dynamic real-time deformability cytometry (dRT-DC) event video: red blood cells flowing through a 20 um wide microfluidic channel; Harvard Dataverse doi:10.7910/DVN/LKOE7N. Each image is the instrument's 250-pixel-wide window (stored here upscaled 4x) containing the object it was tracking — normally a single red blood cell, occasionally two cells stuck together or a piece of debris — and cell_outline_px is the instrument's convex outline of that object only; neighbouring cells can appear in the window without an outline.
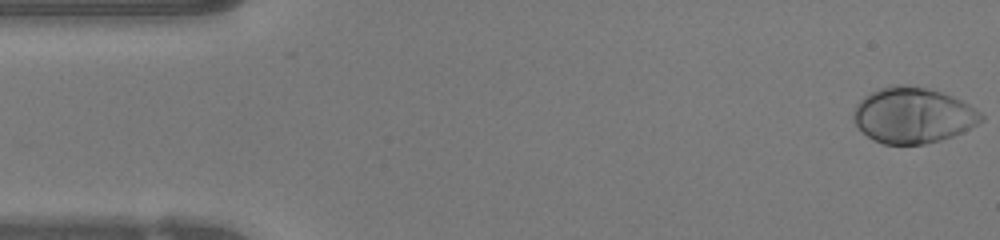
{"species": "human", "species_latin": "Homo sapiens", "temperature_condition": "warm", "stored_images_in_passage": 48, "camera_frame_rate_fps": 3000, "um_per_image_px": 0.085, "donor": {"sex": "female"}, "frame": {"image": 1, "passage_image": 1, "time_ms": 0.0, "image_size_px": [1000, 240], "cell_outline_px": [[984, 120], [952, 136], [940, 140], [924, 144], [884, 144], [872, 140], [852, 120], [852, 112], [856, 104], [864, 96], [880, 88], [896, 84], [904, 84], [928, 88], [952, 96], [968, 104], [980, 112], [984, 116]], "centroid_in_image_um": [77.57, 9.79], "position_along_channel_um": 7.4, "area_um2": 41.27}}
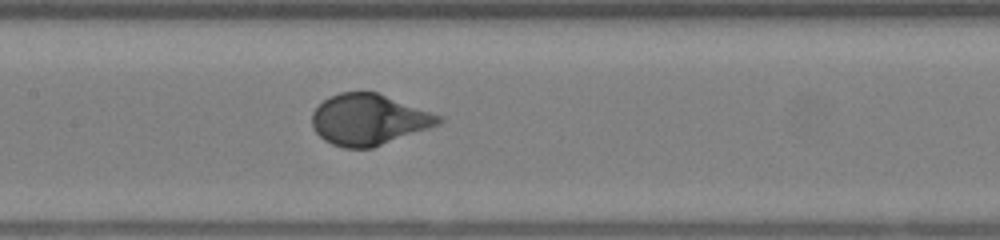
{"frame": {"image": 2, "passage_image": 22, "time_ms": 7.0, "image_size_px": [1000, 240], "cell_outline_px": [[444, 120], [440, 124], [372, 148], [344, 148], [332, 144], [324, 140], [312, 128], [312, 112], [328, 96], [340, 92], [376, 92], [444, 116]], "centroid_in_image_um": [31.35, 10.16], "position_along_channel_um": 176.1, "area_um2": 37.57}}
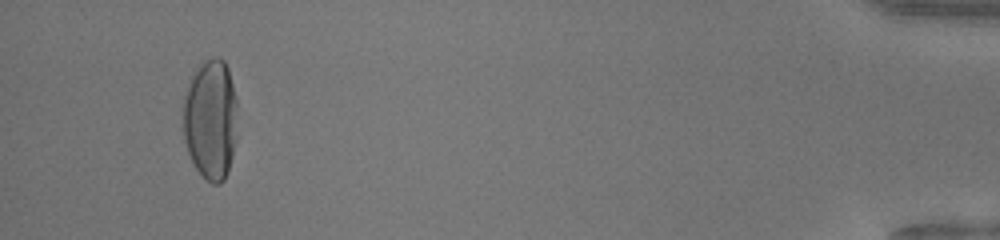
{"frame": {"image": 3, "passage_image": 45, "time_ms": 14.667, "image_size_px": [1000, 240], "cell_outline_px": [[236, 140], [228, 172], [224, 180], [220, 184], [212, 184], [196, 168], [188, 152], [184, 140], [184, 96], [192, 76], [200, 60], [212, 56], [220, 56], [224, 60], [228, 68], [236, 96]], "centroid_in_image_um": [17.92, 10.1], "position_along_channel_um": 417.3, "area_um2": 38.38}, "authors_computed_cell_mechanics": {"area_um2": 37.9168, "velocity_mm_per_s": 4.2019, "shape_relaxation_time_tau1_ms": 2.4922, "shape_relaxation_time_tau2_ms": null, "deformation_change_tau1": 0.2019, "deformation_change_tau2": null}}